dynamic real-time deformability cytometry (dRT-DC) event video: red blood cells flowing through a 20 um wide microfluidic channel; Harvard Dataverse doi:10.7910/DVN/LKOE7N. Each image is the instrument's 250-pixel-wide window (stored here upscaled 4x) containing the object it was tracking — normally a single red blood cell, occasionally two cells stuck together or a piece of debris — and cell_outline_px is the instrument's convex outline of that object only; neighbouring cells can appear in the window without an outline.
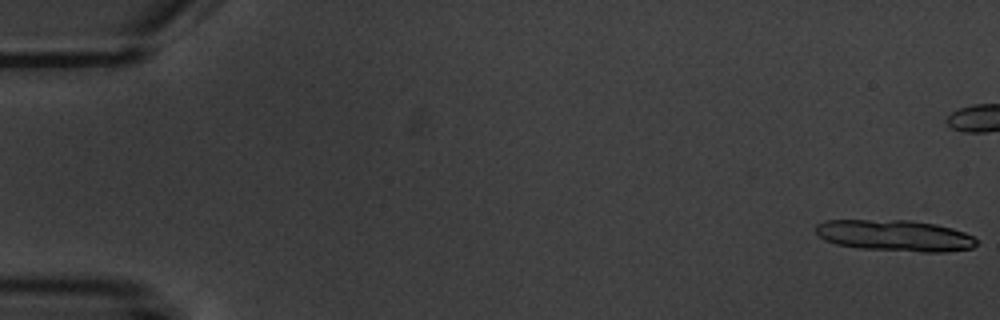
{"species": "common noctule bat (a hibernating species)", "species_latin": "Nyctalus noctula", "temperature_condition": "warm", "stored_images_in_passage": 5, "camera_frame_rate_fps": 3000, "um_per_image_px": 0.085, "animal": {"sex": "male", "body_mass_g": 20.1, "forearm_length_mm": 53.5}, "frame": {"image": 1, "passage_image": 1, "time_ms": 0.0, "image_size_px": [1000, 320], "cell_outline_px": [[976, 244], [972, 248], [948, 252], [920, 252], [856, 248], [836, 244], [824, 240], [816, 232], [816, 224], [824, 220], [924, 220], [952, 228], [964, 232], [972, 236], [976, 240]], "centroid_in_image_um": [76.08, 20.01], "position_along_channel_um": 8.9, "area_um2": 29.77}}